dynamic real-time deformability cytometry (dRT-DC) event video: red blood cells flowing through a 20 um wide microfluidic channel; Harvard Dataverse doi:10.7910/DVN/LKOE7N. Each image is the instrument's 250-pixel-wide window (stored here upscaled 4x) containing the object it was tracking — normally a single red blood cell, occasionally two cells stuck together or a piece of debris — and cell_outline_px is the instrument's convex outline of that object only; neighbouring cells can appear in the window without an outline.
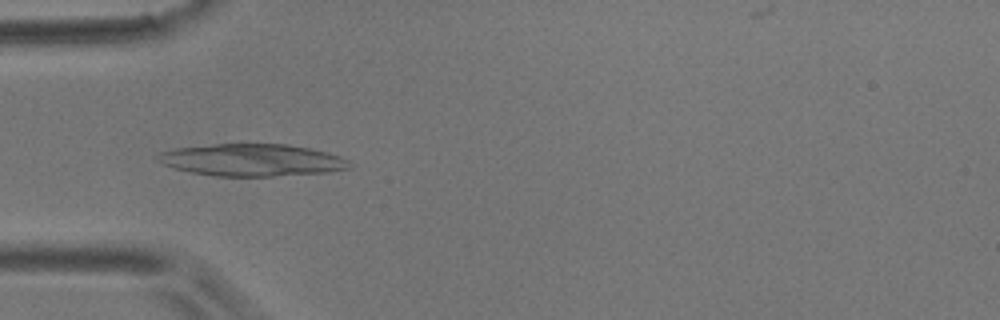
{"species": "common noctule bat (a hibernating species)", "species_latin": "Nyctalus noctula", "temperature_condition": "room temperature", "stored_images_in_passage": 55, "camera_frame_rate_fps": 3000, "um_per_image_px": 0.085, "animal": {"sex": "male", "body_mass_g": 17.9}, "frame": {"image": 1, "passage_image": 16, "time_ms": 5.0, "image_size_px": [1000, 320], "cell_outline_px": [[352, 168], [328, 172], [272, 176], [212, 176], [192, 172], [176, 168], [164, 164], [156, 160], [156, 156], [160, 152], [176, 148], [216, 144], [288, 144], [328, 152], [340, 156], [348, 160], [352, 164]], "centroid_in_image_um": [21.45, 13.6], "position_along_channel_um": 63.5, "area_um2": 35.89}}
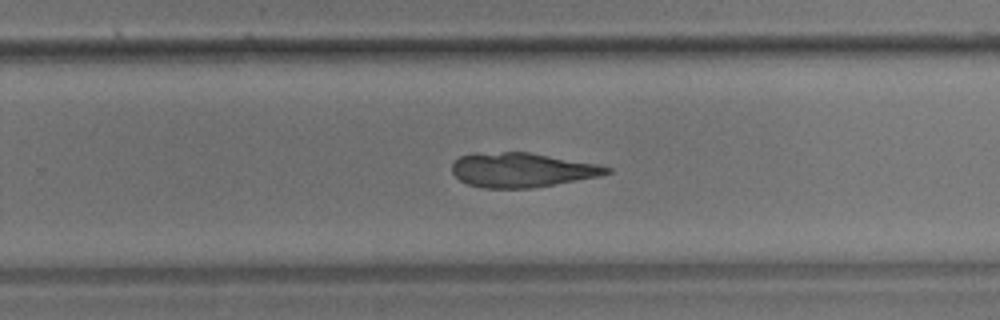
{"frame": {"image": 2, "passage_image": 35, "time_ms": 11.333, "image_size_px": [1000, 320], "cell_outline_px": [[612, 172], [600, 176], [532, 188], [484, 188], [468, 184], [460, 180], [452, 172], [452, 164], [460, 156], [504, 152], [528, 152], [596, 164], [612, 168]], "centroid_in_image_um": [44.38, 14.46], "position_along_channel_um": 285.4, "area_um2": 30.52}}
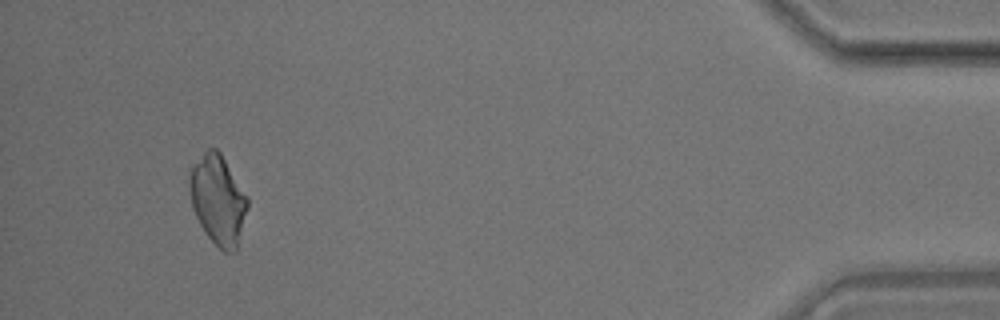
{"frame": {"image": 3, "passage_image": 52, "time_ms": 17.0, "image_size_px": [1000, 320], "cell_outline_px": [[248, 208], [236, 252], [224, 252], [204, 232], [192, 208], [188, 184], [188, 176], [192, 168], [204, 152], [208, 148], [216, 148], [220, 152], [248, 196]], "centroid_in_image_um": [18.53, 16.99], "position_along_channel_um": 416.7, "area_um2": 30.23}}